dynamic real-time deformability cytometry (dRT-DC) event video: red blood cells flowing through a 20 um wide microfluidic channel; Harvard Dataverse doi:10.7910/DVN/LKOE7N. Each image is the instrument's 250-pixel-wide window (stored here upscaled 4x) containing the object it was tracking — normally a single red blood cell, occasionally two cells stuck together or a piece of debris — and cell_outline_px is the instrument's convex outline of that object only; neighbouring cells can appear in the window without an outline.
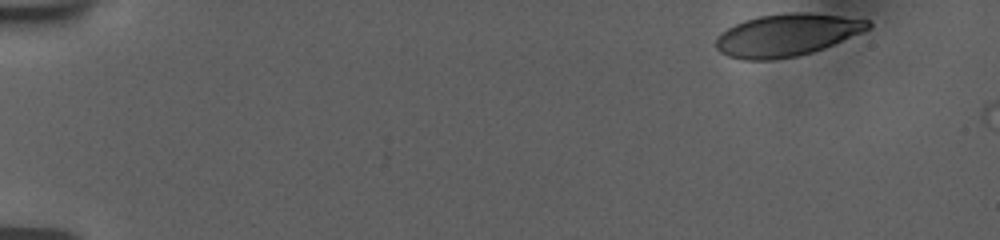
{"species": "human", "species_latin": "Homo sapiens", "temperature_condition": "room temperature", "stored_images_in_passage": 3, "camera_frame_rate_fps": 3000, "um_per_image_px": 0.085, "donor": {"sex": "female"}, "frame": {"image": 1, "passage_image": 1, "time_ms": 0.0, "image_size_px": [1000, 240], "cell_outline_px": [[872, 24], [868, 28], [860, 32], [824, 48], [812, 52], [796, 56], [772, 60], [744, 60], [728, 56], [720, 52], [716, 48], [716, 36], [720, 32], [744, 20], [760, 16], [788, 12], [808, 12], [840, 16], [868, 20]], "centroid_in_image_um": [66.82, 2.98], "position_along_channel_um": 18.2, "area_um2": 37.28}}